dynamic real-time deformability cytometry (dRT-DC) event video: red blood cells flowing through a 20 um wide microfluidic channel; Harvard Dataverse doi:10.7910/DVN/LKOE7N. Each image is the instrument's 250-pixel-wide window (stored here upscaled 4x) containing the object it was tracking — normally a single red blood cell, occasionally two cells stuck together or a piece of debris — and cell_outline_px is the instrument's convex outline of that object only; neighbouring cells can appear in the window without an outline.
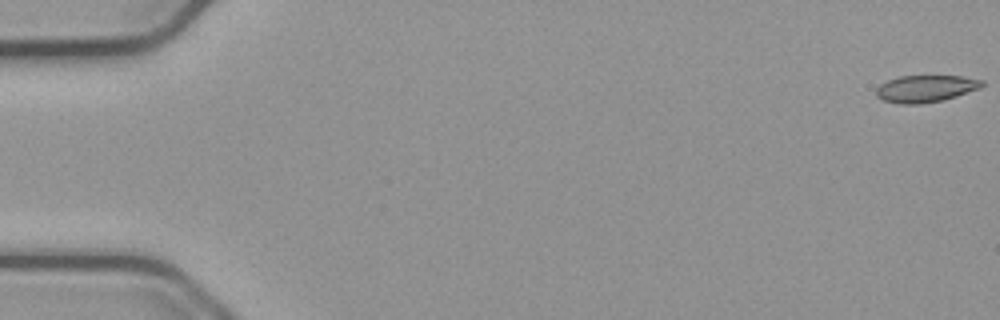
{"species": "common noctule bat (a hibernating species)", "species_latin": "Nyctalus noctula", "temperature_condition": "cold", "stored_images_in_passage": 14, "camera_frame_rate_fps": 3000, "um_per_image_px": 0.085, "animal": {"sex": "male", "body_mass_g": 23.1, "forearm_length_mm": 52.7}, "frame": {"image": 1, "passage_image": 1, "time_ms": 0.0, "image_size_px": [1000, 320], "cell_outline_px": [[984, 84], [980, 88], [944, 100], [920, 104], [900, 104], [884, 100], [876, 96], [876, 88], [880, 84], [888, 80], [900, 76], [964, 76], [984, 80]], "centroid_in_image_um": [78.69, 7.53], "position_along_channel_um": 6.3, "area_um2": 16.7}}
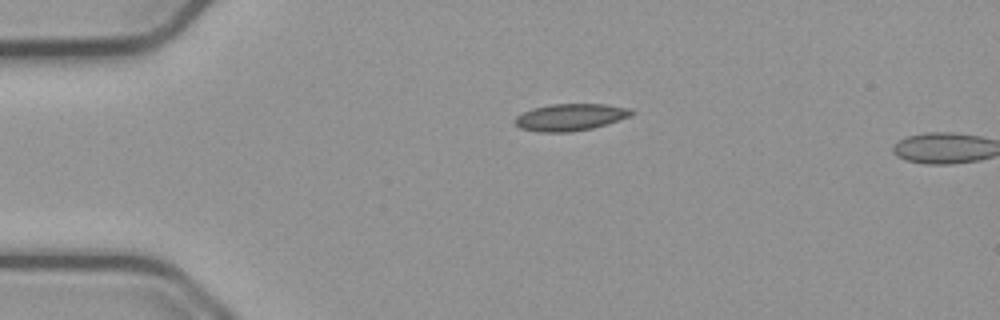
{"frame": {"image": 2, "passage_image": 13, "time_ms": 4.0, "image_size_px": [1000, 320], "cell_outline_px": [[636, 112], [632, 116], [592, 128], [568, 132], [540, 132], [520, 128], [516, 124], [516, 116], [532, 108], [552, 104], [604, 104], [628, 108]], "centroid_in_image_um": [48.5, 9.95], "position_along_channel_um": 36.5, "area_um2": 18.15}}